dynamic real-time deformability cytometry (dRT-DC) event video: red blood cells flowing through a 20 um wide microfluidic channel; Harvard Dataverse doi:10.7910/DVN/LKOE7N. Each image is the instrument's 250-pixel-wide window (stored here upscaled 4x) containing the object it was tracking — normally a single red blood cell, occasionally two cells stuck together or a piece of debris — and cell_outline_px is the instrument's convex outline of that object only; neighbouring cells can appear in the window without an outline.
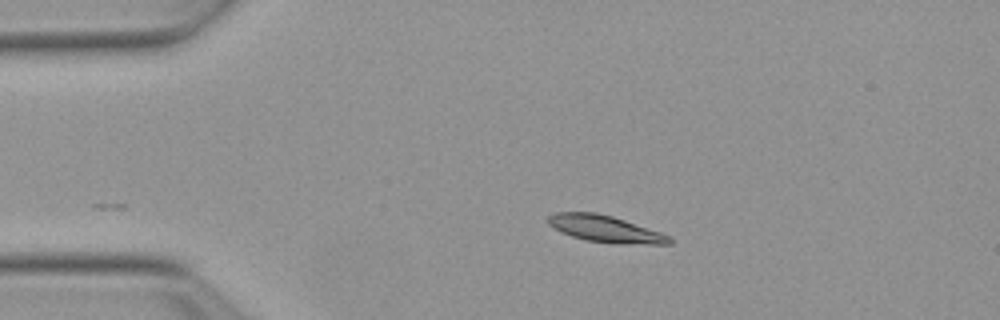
{"species": "Egyptian fruit bat (a non-hibernating species)", "species_latin": "Rousettus aegyptiacus", "temperature_condition": "warm", "stored_images_in_passage": 43, "camera_frame_rate_fps": 3000, "um_per_image_px": 0.085, "animal": {"sex": "female"}, "frame": {"image": 1, "passage_image": 1, "time_ms": 0.0, "image_size_px": [1000, 320], "cell_outline_px": [[672, 244], [616, 244], [584, 240], [560, 232], [548, 224], [548, 216], [556, 212], [596, 212], [612, 216], [672, 236]], "centroid_in_image_um": [51.45, 19.46], "position_along_channel_um": 33.5, "area_um2": 19.02}}
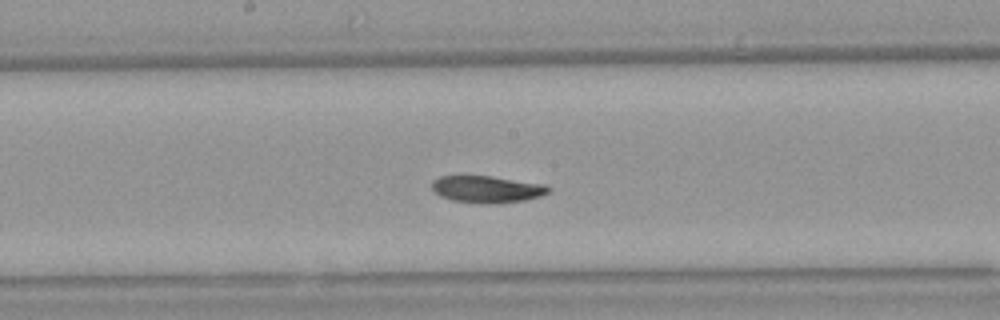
{"frame": {"image": 2, "passage_image": 18, "time_ms": 5.667, "image_size_px": [1000, 320], "cell_outline_px": [[552, 188], [548, 192], [540, 196], [524, 200], [496, 204], [484, 204], [452, 200], [440, 196], [432, 188], [432, 180], [440, 176], [492, 176], [544, 184]], "centroid_in_image_um": [41.39, 16.09], "position_along_channel_um": 206.8, "area_um2": 18.32}}
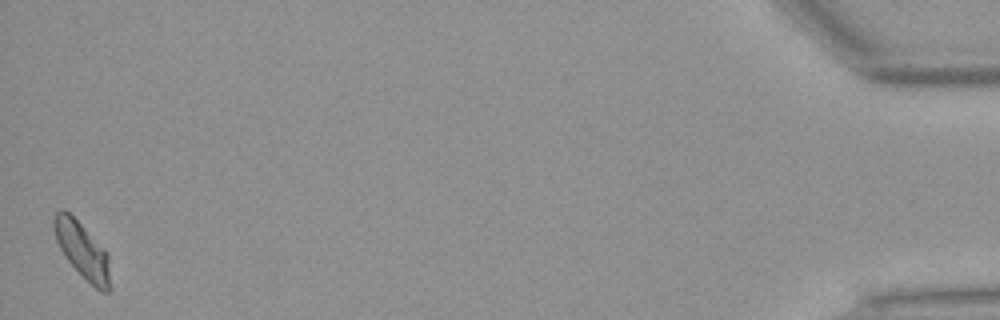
{"frame": {"image": 3, "passage_image": 43, "time_ms": 14.0, "image_size_px": [1000, 320], "cell_outline_px": [[108, 292], [100, 292], [64, 256], [56, 240], [52, 224], [52, 216], [60, 208], [64, 208], [104, 248], [108, 256]], "centroid_in_image_um": [6.93, 21.2], "position_along_channel_um": 428.3, "area_um2": 17.74}, "authors_computed_cell_mechanics": {"area_um2": 18.496, "velocity_mm_per_s": 3.8191, "shape_relaxation_time_tau1_ms": 3.5444, "shape_relaxation_time_tau2_ms": 7.0086, "deformation_change_tau1": 0.124, "deformation_change_tau2": 0.1036}}